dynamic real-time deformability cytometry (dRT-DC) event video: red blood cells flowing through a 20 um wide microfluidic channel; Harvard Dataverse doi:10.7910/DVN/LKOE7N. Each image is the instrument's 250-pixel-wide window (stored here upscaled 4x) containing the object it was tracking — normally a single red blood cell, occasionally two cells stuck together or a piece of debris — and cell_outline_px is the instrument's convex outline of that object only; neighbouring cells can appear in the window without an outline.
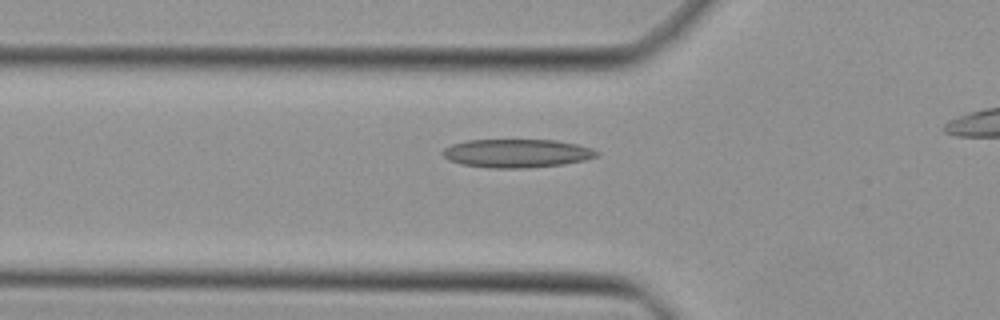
{"species": "Egyptian fruit bat (a non-hibernating species)", "species_latin": "Rousettus aegyptiacus", "temperature_condition": "cold", "stored_images_in_passage": 34, "camera_frame_rate_fps": 3000, "um_per_image_px": 0.085, "animal": {"sex": "female"}, "frame": {"image": 1, "passage_image": 11, "time_ms": 3.333, "image_size_px": [1000, 320], "cell_outline_px": [[600, 156], [584, 160], [564, 164], [528, 168], [488, 168], [460, 164], [448, 160], [440, 152], [444, 148], [452, 144], [468, 140], [556, 140], [576, 144], [592, 148], [600, 152]], "centroid_in_image_um": [43.93, 13.03], "position_along_channel_um": 81.9, "area_um2": 25.78}}
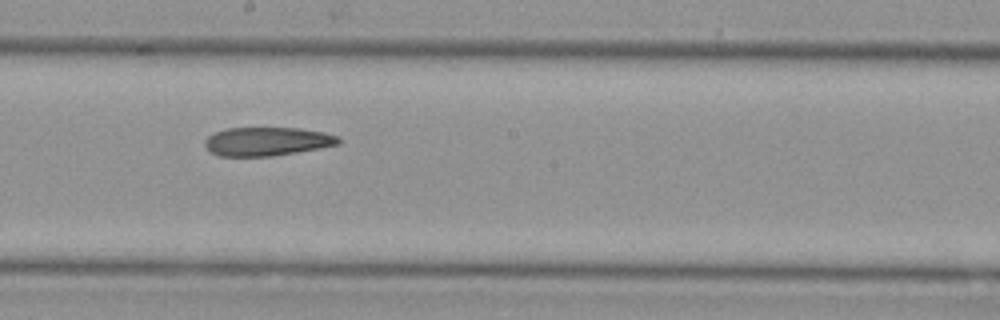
{"frame": {"image": 2, "passage_image": 21, "time_ms": 6.667, "image_size_px": [1000, 320], "cell_outline_px": [[344, 140], [340, 144], [320, 148], [272, 156], [220, 156], [212, 152], [204, 144], [204, 140], [208, 136], [216, 132], [228, 128], [300, 128], [324, 132], [340, 136]], "centroid_in_image_um": [22.77, 12.02], "position_along_channel_um": 225.4, "area_um2": 22.37}}
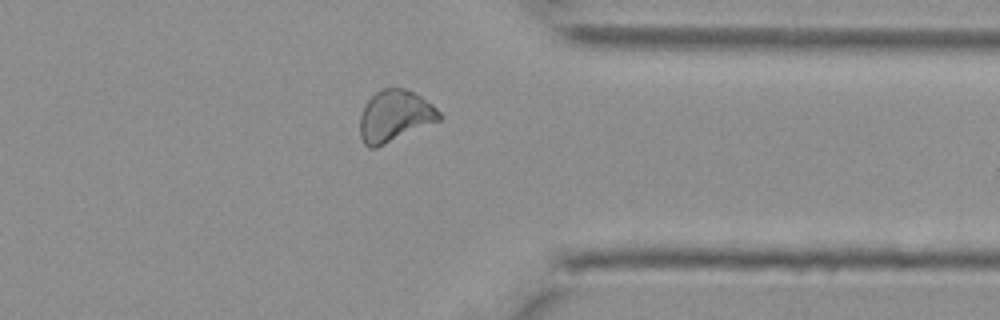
{"frame": {"image": 3, "passage_image": 32, "time_ms": 10.333, "image_size_px": [1000, 320], "cell_outline_px": [[444, 116], [440, 120], [376, 148], [368, 148], [364, 144], [360, 136], [360, 112], [364, 104], [376, 92], [384, 88], [404, 88], [420, 96], [432, 104]], "centroid_in_image_um": [33.54, 9.87], "position_along_channel_um": 377.9, "area_um2": 23.81}}